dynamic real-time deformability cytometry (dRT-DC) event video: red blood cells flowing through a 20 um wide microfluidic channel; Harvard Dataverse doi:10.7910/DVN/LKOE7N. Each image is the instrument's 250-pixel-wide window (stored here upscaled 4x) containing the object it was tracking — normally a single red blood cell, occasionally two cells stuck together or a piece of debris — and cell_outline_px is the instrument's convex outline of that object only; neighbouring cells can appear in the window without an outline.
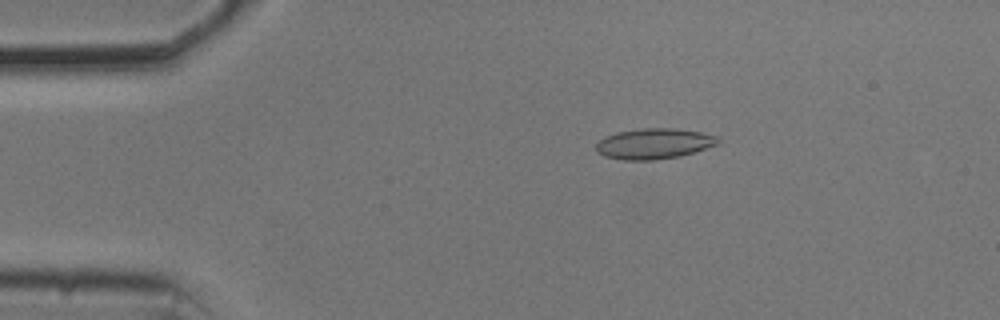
{"species": "common noctule bat (a hibernating species)", "species_latin": "Nyctalus noctula", "temperature_condition": "cold", "stored_images_in_passage": 54, "camera_frame_rate_fps": 3000, "um_per_image_px": 0.085, "animal": {"sex": "male", "body_mass_g": 20.5, "forearm_length_mm": 52.5}, "frame": {"image": 1, "passage_image": 10, "time_ms": 3.0, "image_size_px": [1000, 320], "cell_outline_px": [[720, 144], [680, 156], [652, 160], [624, 160], [604, 156], [596, 152], [596, 144], [604, 136], [616, 132], [644, 128], [676, 128], [700, 132], [720, 136]], "centroid_in_image_um": [55.61, 12.21], "position_along_channel_um": 29.4, "area_um2": 21.91}}
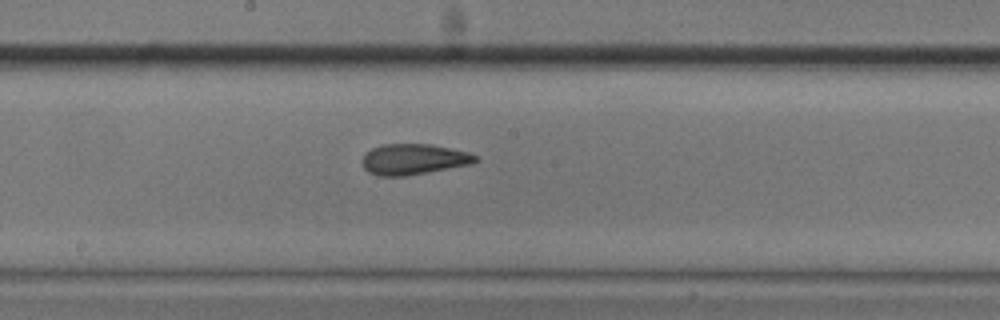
{"frame": {"image": 2, "passage_image": 29, "time_ms": 9.333, "image_size_px": [1000, 320], "cell_outline_px": [[480, 160], [472, 164], [404, 176], [380, 176], [368, 172], [364, 168], [364, 152], [372, 148], [384, 144], [432, 144], [452, 148], [468, 152], [480, 156]], "centroid_in_image_um": [35.21, 13.53], "position_along_channel_um": 213.0, "area_um2": 20.35}}
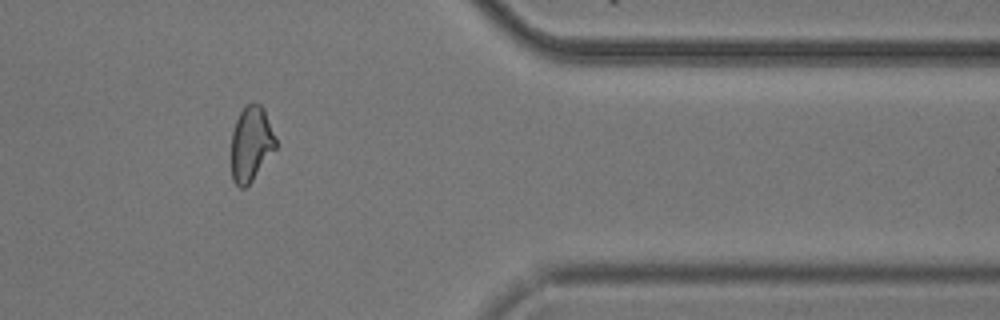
{"frame": {"image": 3, "passage_image": 45, "time_ms": 14.667, "image_size_px": [1000, 320], "cell_outline_px": [[276, 148], [252, 180], [244, 188], [240, 188], [232, 180], [232, 132], [236, 120], [244, 104], [252, 100], [260, 104], [264, 108], [276, 136]], "centroid_in_image_um": [21.35, 12.16], "position_along_channel_um": 390.1, "area_um2": 19.59}, "authors_computed_cell_mechanics": {"area_um2": 20.6924, "velocity_mm_per_s": 3.7012, "shape_relaxation_time_tau1_ms": 6.9622, "shape_relaxation_time_tau2_ms": 2.1531, "deformation_change_tau1": 0.1434, "deformation_change_tau2": 0.0837}}